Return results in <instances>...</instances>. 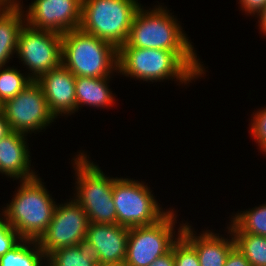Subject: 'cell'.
Segmentation results:
<instances>
[{
	"label": "cell",
	"mask_w": 266,
	"mask_h": 266,
	"mask_svg": "<svg viewBox=\"0 0 266 266\" xmlns=\"http://www.w3.org/2000/svg\"><path fill=\"white\" fill-rule=\"evenodd\" d=\"M121 46L173 51L198 76L203 73L193 47L179 24L161 7L151 12H145L140 7L134 16L127 41Z\"/></svg>",
	"instance_id": "cell-1"
},
{
	"label": "cell",
	"mask_w": 266,
	"mask_h": 266,
	"mask_svg": "<svg viewBox=\"0 0 266 266\" xmlns=\"http://www.w3.org/2000/svg\"><path fill=\"white\" fill-rule=\"evenodd\" d=\"M21 181L18 193L3 213L20 242L31 244L30 240L38 241L47 230L57 205L37 176Z\"/></svg>",
	"instance_id": "cell-2"
},
{
	"label": "cell",
	"mask_w": 266,
	"mask_h": 266,
	"mask_svg": "<svg viewBox=\"0 0 266 266\" xmlns=\"http://www.w3.org/2000/svg\"><path fill=\"white\" fill-rule=\"evenodd\" d=\"M62 64L75 77H110L111 69H118V48L80 29L71 30L62 34Z\"/></svg>",
	"instance_id": "cell-3"
},
{
	"label": "cell",
	"mask_w": 266,
	"mask_h": 266,
	"mask_svg": "<svg viewBox=\"0 0 266 266\" xmlns=\"http://www.w3.org/2000/svg\"><path fill=\"white\" fill-rule=\"evenodd\" d=\"M140 7L136 0H82L79 29L119 48Z\"/></svg>",
	"instance_id": "cell-4"
},
{
	"label": "cell",
	"mask_w": 266,
	"mask_h": 266,
	"mask_svg": "<svg viewBox=\"0 0 266 266\" xmlns=\"http://www.w3.org/2000/svg\"><path fill=\"white\" fill-rule=\"evenodd\" d=\"M127 76L145 81L176 77L181 82L198 76L175 52L163 49L118 48V69Z\"/></svg>",
	"instance_id": "cell-5"
},
{
	"label": "cell",
	"mask_w": 266,
	"mask_h": 266,
	"mask_svg": "<svg viewBox=\"0 0 266 266\" xmlns=\"http://www.w3.org/2000/svg\"><path fill=\"white\" fill-rule=\"evenodd\" d=\"M74 161L77 173L78 195L75 201L87 214L89 222L117 224V213L113 201L114 178L106 177L100 168L86 155H78ZM78 159V160H77Z\"/></svg>",
	"instance_id": "cell-6"
},
{
	"label": "cell",
	"mask_w": 266,
	"mask_h": 266,
	"mask_svg": "<svg viewBox=\"0 0 266 266\" xmlns=\"http://www.w3.org/2000/svg\"><path fill=\"white\" fill-rule=\"evenodd\" d=\"M113 201L117 224L127 228L157 223L167 212H161L148 187L136 181L115 178Z\"/></svg>",
	"instance_id": "cell-7"
},
{
	"label": "cell",
	"mask_w": 266,
	"mask_h": 266,
	"mask_svg": "<svg viewBox=\"0 0 266 266\" xmlns=\"http://www.w3.org/2000/svg\"><path fill=\"white\" fill-rule=\"evenodd\" d=\"M25 26V27H24ZM18 36L17 53L37 81L46 72L62 64V34L24 25Z\"/></svg>",
	"instance_id": "cell-8"
},
{
	"label": "cell",
	"mask_w": 266,
	"mask_h": 266,
	"mask_svg": "<svg viewBox=\"0 0 266 266\" xmlns=\"http://www.w3.org/2000/svg\"><path fill=\"white\" fill-rule=\"evenodd\" d=\"M174 214L171 211L157 223L129 228L126 266H149L156 258L166 254L173 243Z\"/></svg>",
	"instance_id": "cell-9"
},
{
	"label": "cell",
	"mask_w": 266,
	"mask_h": 266,
	"mask_svg": "<svg viewBox=\"0 0 266 266\" xmlns=\"http://www.w3.org/2000/svg\"><path fill=\"white\" fill-rule=\"evenodd\" d=\"M2 112L11 131L23 134L42 129L55 118L50 112L41 86L36 81L2 104Z\"/></svg>",
	"instance_id": "cell-10"
},
{
	"label": "cell",
	"mask_w": 266,
	"mask_h": 266,
	"mask_svg": "<svg viewBox=\"0 0 266 266\" xmlns=\"http://www.w3.org/2000/svg\"><path fill=\"white\" fill-rule=\"evenodd\" d=\"M89 220L83 208L71 200L56 206L47 230L37 241L46 258L62 247L75 246L86 238Z\"/></svg>",
	"instance_id": "cell-11"
},
{
	"label": "cell",
	"mask_w": 266,
	"mask_h": 266,
	"mask_svg": "<svg viewBox=\"0 0 266 266\" xmlns=\"http://www.w3.org/2000/svg\"><path fill=\"white\" fill-rule=\"evenodd\" d=\"M82 0H35L26 15L29 26L59 34L79 29Z\"/></svg>",
	"instance_id": "cell-12"
},
{
	"label": "cell",
	"mask_w": 266,
	"mask_h": 266,
	"mask_svg": "<svg viewBox=\"0 0 266 266\" xmlns=\"http://www.w3.org/2000/svg\"><path fill=\"white\" fill-rule=\"evenodd\" d=\"M75 80L76 77L61 64L36 81L41 86L54 117L76 111Z\"/></svg>",
	"instance_id": "cell-13"
},
{
	"label": "cell",
	"mask_w": 266,
	"mask_h": 266,
	"mask_svg": "<svg viewBox=\"0 0 266 266\" xmlns=\"http://www.w3.org/2000/svg\"><path fill=\"white\" fill-rule=\"evenodd\" d=\"M129 228L89 222L86 239L97 249L99 265L125 262Z\"/></svg>",
	"instance_id": "cell-14"
},
{
	"label": "cell",
	"mask_w": 266,
	"mask_h": 266,
	"mask_svg": "<svg viewBox=\"0 0 266 266\" xmlns=\"http://www.w3.org/2000/svg\"><path fill=\"white\" fill-rule=\"evenodd\" d=\"M23 133L11 131L0 139V172L21 180L36 177L30 172L29 152Z\"/></svg>",
	"instance_id": "cell-15"
},
{
	"label": "cell",
	"mask_w": 266,
	"mask_h": 266,
	"mask_svg": "<svg viewBox=\"0 0 266 266\" xmlns=\"http://www.w3.org/2000/svg\"><path fill=\"white\" fill-rule=\"evenodd\" d=\"M181 235L195 248L200 266H224L230 251L235 247L234 237L226 241L212 232L195 237L190 226L185 224Z\"/></svg>",
	"instance_id": "cell-16"
},
{
	"label": "cell",
	"mask_w": 266,
	"mask_h": 266,
	"mask_svg": "<svg viewBox=\"0 0 266 266\" xmlns=\"http://www.w3.org/2000/svg\"><path fill=\"white\" fill-rule=\"evenodd\" d=\"M20 10L19 3L0 2V67L17 51L18 36L24 26Z\"/></svg>",
	"instance_id": "cell-17"
},
{
	"label": "cell",
	"mask_w": 266,
	"mask_h": 266,
	"mask_svg": "<svg viewBox=\"0 0 266 266\" xmlns=\"http://www.w3.org/2000/svg\"><path fill=\"white\" fill-rule=\"evenodd\" d=\"M49 266H98L97 249L85 238L75 246L62 247L48 256Z\"/></svg>",
	"instance_id": "cell-18"
},
{
	"label": "cell",
	"mask_w": 266,
	"mask_h": 266,
	"mask_svg": "<svg viewBox=\"0 0 266 266\" xmlns=\"http://www.w3.org/2000/svg\"><path fill=\"white\" fill-rule=\"evenodd\" d=\"M107 80H109L107 77H76V108L78 109V106L81 104L93 105L94 107L111 105L113 97L106 84Z\"/></svg>",
	"instance_id": "cell-19"
},
{
	"label": "cell",
	"mask_w": 266,
	"mask_h": 266,
	"mask_svg": "<svg viewBox=\"0 0 266 266\" xmlns=\"http://www.w3.org/2000/svg\"><path fill=\"white\" fill-rule=\"evenodd\" d=\"M235 247L245 256L251 266H266V237L231 231Z\"/></svg>",
	"instance_id": "cell-20"
},
{
	"label": "cell",
	"mask_w": 266,
	"mask_h": 266,
	"mask_svg": "<svg viewBox=\"0 0 266 266\" xmlns=\"http://www.w3.org/2000/svg\"><path fill=\"white\" fill-rule=\"evenodd\" d=\"M30 242L35 244L37 251L29 249V245L18 242L5 255L0 256V266H41L40 262L42 257L45 258V254L37 241L30 240Z\"/></svg>",
	"instance_id": "cell-21"
},
{
	"label": "cell",
	"mask_w": 266,
	"mask_h": 266,
	"mask_svg": "<svg viewBox=\"0 0 266 266\" xmlns=\"http://www.w3.org/2000/svg\"><path fill=\"white\" fill-rule=\"evenodd\" d=\"M229 231H242L266 237V205L237 214Z\"/></svg>",
	"instance_id": "cell-22"
},
{
	"label": "cell",
	"mask_w": 266,
	"mask_h": 266,
	"mask_svg": "<svg viewBox=\"0 0 266 266\" xmlns=\"http://www.w3.org/2000/svg\"><path fill=\"white\" fill-rule=\"evenodd\" d=\"M32 82L31 77L25 78L16 69L7 68L0 71V103L4 104L12 99Z\"/></svg>",
	"instance_id": "cell-23"
},
{
	"label": "cell",
	"mask_w": 266,
	"mask_h": 266,
	"mask_svg": "<svg viewBox=\"0 0 266 266\" xmlns=\"http://www.w3.org/2000/svg\"><path fill=\"white\" fill-rule=\"evenodd\" d=\"M181 229L178 231L179 236L172 245L174 265L175 266H200L198 255L195 248L181 235Z\"/></svg>",
	"instance_id": "cell-24"
},
{
	"label": "cell",
	"mask_w": 266,
	"mask_h": 266,
	"mask_svg": "<svg viewBox=\"0 0 266 266\" xmlns=\"http://www.w3.org/2000/svg\"><path fill=\"white\" fill-rule=\"evenodd\" d=\"M3 219L0 218V256L5 255L21 240L18 233ZM18 238V239H17Z\"/></svg>",
	"instance_id": "cell-25"
},
{
	"label": "cell",
	"mask_w": 266,
	"mask_h": 266,
	"mask_svg": "<svg viewBox=\"0 0 266 266\" xmlns=\"http://www.w3.org/2000/svg\"><path fill=\"white\" fill-rule=\"evenodd\" d=\"M254 116L251 133L256 138V141L258 140L263 152H266V108L257 112Z\"/></svg>",
	"instance_id": "cell-26"
},
{
	"label": "cell",
	"mask_w": 266,
	"mask_h": 266,
	"mask_svg": "<svg viewBox=\"0 0 266 266\" xmlns=\"http://www.w3.org/2000/svg\"><path fill=\"white\" fill-rule=\"evenodd\" d=\"M224 266H251V264L238 248L234 247L230 251Z\"/></svg>",
	"instance_id": "cell-27"
},
{
	"label": "cell",
	"mask_w": 266,
	"mask_h": 266,
	"mask_svg": "<svg viewBox=\"0 0 266 266\" xmlns=\"http://www.w3.org/2000/svg\"><path fill=\"white\" fill-rule=\"evenodd\" d=\"M240 2L245 11L254 14L266 5V0H240Z\"/></svg>",
	"instance_id": "cell-28"
},
{
	"label": "cell",
	"mask_w": 266,
	"mask_h": 266,
	"mask_svg": "<svg viewBox=\"0 0 266 266\" xmlns=\"http://www.w3.org/2000/svg\"><path fill=\"white\" fill-rule=\"evenodd\" d=\"M149 266H175L173 249L171 248L166 254L156 258Z\"/></svg>",
	"instance_id": "cell-29"
},
{
	"label": "cell",
	"mask_w": 266,
	"mask_h": 266,
	"mask_svg": "<svg viewBox=\"0 0 266 266\" xmlns=\"http://www.w3.org/2000/svg\"><path fill=\"white\" fill-rule=\"evenodd\" d=\"M10 132H11V129L9 127V124H8L3 112H1L0 113V139L4 138Z\"/></svg>",
	"instance_id": "cell-30"
},
{
	"label": "cell",
	"mask_w": 266,
	"mask_h": 266,
	"mask_svg": "<svg viewBox=\"0 0 266 266\" xmlns=\"http://www.w3.org/2000/svg\"><path fill=\"white\" fill-rule=\"evenodd\" d=\"M260 16V27L263 33L266 34V5L258 12Z\"/></svg>",
	"instance_id": "cell-31"
},
{
	"label": "cell",
	"mask_w": 266,
	"mask_h": 266,
	"mask_svg": "<svg viewBox=\"0 0 266 266\" xmlns=\"http://www.w3.org/2000/svg\"><path fill=\"white\" fill-rule=\"evenodd\" d=\"M98 266H126L125 262H119V263H105Z\"/></svg>",
	"instance_id": "cell-32"
},
{
	"label": "cell",
	"mask_w": 266,
	"mask_h": 266,
	"mask_svg": "<svg viewBox=\"0 0 266 266\" xmlns=\"http://www.w3.org/2000/svg\"><path fill=\"white\" fill-rule=\"evenodd\" d=\"M15 0H13L14 2ZM0 2H12L11 0H0Z\"/></svg>",
	"instance_id": "cell-33"
},
{
	"label": "cell",
	"mask_w": 266,
	"mask_h": 266,
	"mask_svg": "<svg viewBox=\"0 0 266 266\" xmlns=\"http://www.w3.org/2000/svg\"><path fill=\"white\" fill-rule=\"evenodd\" d=\"M2 112V104L0 103V113Z\"/></svg>",
	"instance_id": "cell-34"
}]
</instances>
